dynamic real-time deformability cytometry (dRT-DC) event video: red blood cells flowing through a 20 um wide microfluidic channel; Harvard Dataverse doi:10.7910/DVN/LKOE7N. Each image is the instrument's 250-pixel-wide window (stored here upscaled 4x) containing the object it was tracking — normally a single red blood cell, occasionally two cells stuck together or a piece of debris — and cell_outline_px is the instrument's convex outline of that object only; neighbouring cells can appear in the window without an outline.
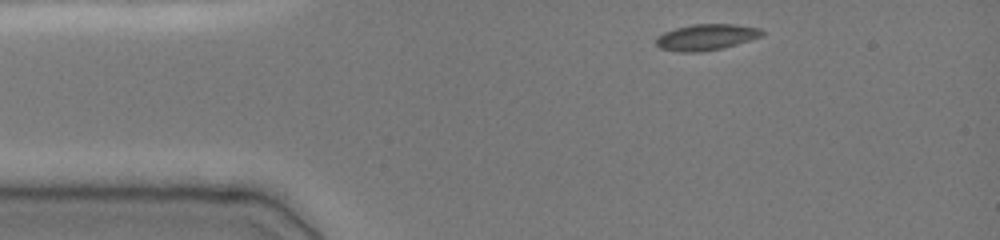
{"species": "common noctule bat (a hibernating species)", "species_latin": "Nyctalus noctula", "temperature_condition": "cold", "stored_images_in_passage": 15, "camera_frame_rate_fps": 3000, "um_per_image_px": 0.085, "animal": {"sex": "female", "body_mass_g": 19.0, "forearm_length_mm": 51.5}, "frame": {"image": 1, "passage_image": 1, "time_ms": 0.0, "image_size_px": [1000, 240], "cell_outline_px": [[764, 32], [760, 36], [736, 44], [720, 48], [700, 52], [680, 52], [660, 48], [656, 44], [656, 36], [664, 32], [676, 28], [692, 24], [736, 24], [760, 28]], "centroid_in_image_um": [59.99, 3.15], "position_along_channel_um": 25.0, "area_um2": 15.95}}
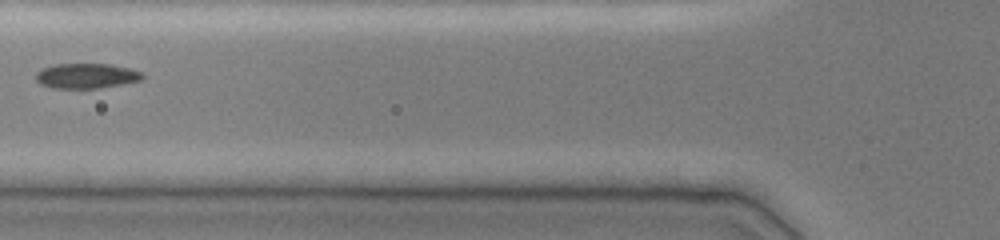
{"frame": {"image": 2, "passage_image": 9, "time_ms": 3.667, "image_size_px": [1000, 240], "cell_outline_px": [[144, 76], [140, 80], [100, 88], [52, 88], [40, 84], [36, 80], [36, 72], [52, 64], [108, 64], [128, 68], [144, 72]], "centroid_in_image_um": [7.32, 6.45], "position_along_channel_um": 118.5, "area_um2": 15.49}}
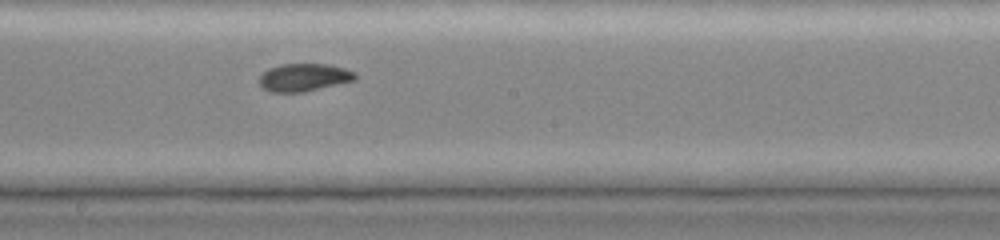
{"frame": {"image": 3, "passage_image": 15, "time_ms": 6.333, "image_size_px": [1000, 240], "cell_outline_px": [[356, 80], [304, 92], [272, 92], [264, 88], [260, 84], [260, 76], [268, 68], [280, 64], [328, 64], [344, 68], [356, 72]], "centroid_in_image_um": [25.86, 6.57], "position_along_channel_um": 222.3, "area_um2": 15.49}}